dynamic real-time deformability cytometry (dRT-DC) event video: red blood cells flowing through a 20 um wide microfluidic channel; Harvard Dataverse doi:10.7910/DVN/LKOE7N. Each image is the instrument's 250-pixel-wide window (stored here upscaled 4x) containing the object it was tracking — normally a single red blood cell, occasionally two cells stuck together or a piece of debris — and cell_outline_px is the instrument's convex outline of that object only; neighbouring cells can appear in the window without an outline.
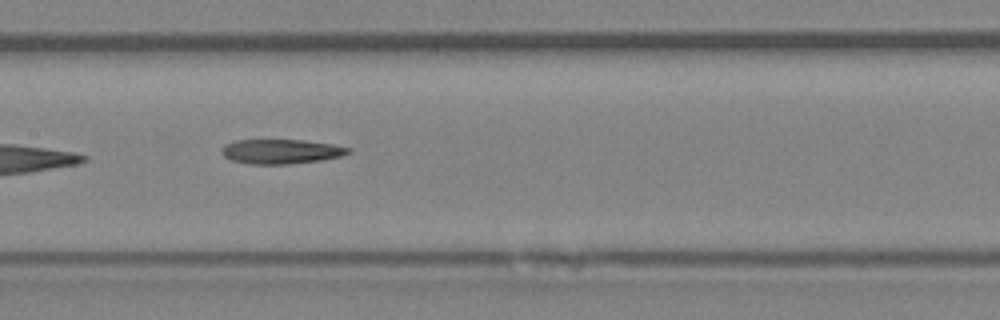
{"species": "Egyptian fruit bat (a non-hibernating species)", "species_latin": "Rousettus aegyptiacus", "temperature_condition": "room temperature", "stored_images_in_passage": 7, "camera_frame_rate_fps": 3000, "um_per_image_px": 0.085, "animal": {"sex": "female"}, "frame": {"image": 1, "passage_image": 6, "time_ms": 6.667, "image_size_px": [1000, 320], "cell_outline_px": [[352, 152], [340, 156], [320, 160], [288, 164], [248, 164], [232, 160], [224, 156], [220, 152], [220, 148], [224, 144], [236, 140], [304, 140], [332, 144], [352, 148]], "centroid_in_image_um": [23.86, 12.87], "position_along_channel_um": 183.5, "area_um2": 18.21}}